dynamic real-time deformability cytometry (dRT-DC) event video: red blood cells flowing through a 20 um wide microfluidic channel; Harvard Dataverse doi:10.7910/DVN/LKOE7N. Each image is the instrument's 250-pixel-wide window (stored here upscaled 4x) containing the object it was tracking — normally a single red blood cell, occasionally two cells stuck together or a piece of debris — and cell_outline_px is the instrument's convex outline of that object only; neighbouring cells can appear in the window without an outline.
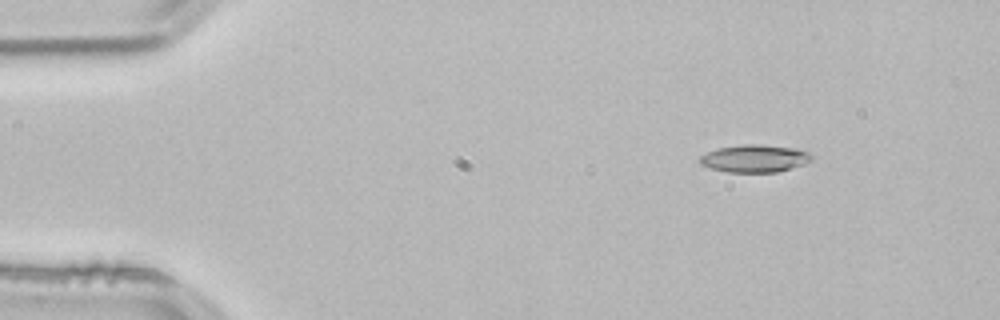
{"species": "common noctule bat (a hibernating species)", "species_latin": "Nyctalus noctula", "temperature_condition": "room temperature", "stored_images_in_passage": 47, "camera_frame_rate_fps": 3000, "um_per_image_px": 0.085, "animal": {"sex": "male", "body_mass_g": 21.5, "forearm_length_mm": 52.0}, "frame": {"image": 1, "passage_image": 1, "time_ms": 0.0, "image_size_px": [1000, 320], "cell_outline_px": [[816, 156], [812, 160], [776, 172], [728, 172], [712, 168], [700, 164], [696, 160], [700, 156], [716, 148], [744, 144], [756, 144], [796, 148], [808, 152]], "centroid_in_image_um": [64.11, 13.46], "position_along_channel_um": 20.9, "area_um2": 17.86}}
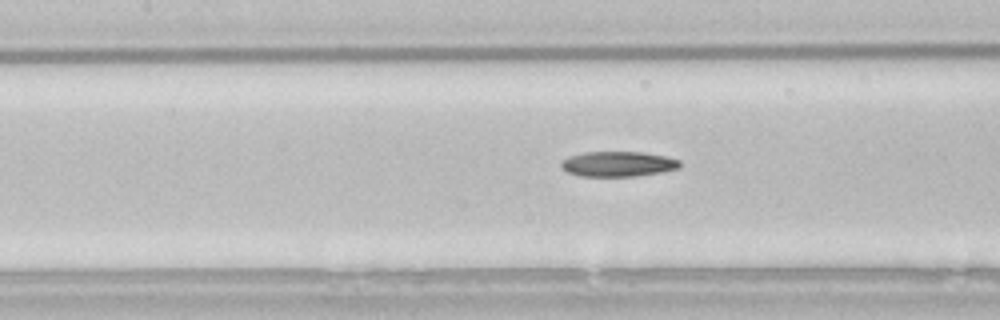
{"frame": {"image": 2, "passage_image": 18, "time_ms": 5.667, "image_size_px": [1000, 320], "cell_outline_px": [[680, 168], [660, 172], [636, 176], [580, 176], [568, 172], [560, 168], [560, 160], [568, 156], [584, 152], [644, 152], [668, 156], [680, 160]], "centroid_in_image_um": [52.51, 13.93], "position_along_channel_um": 154.9, "area_um2": 17.63}}
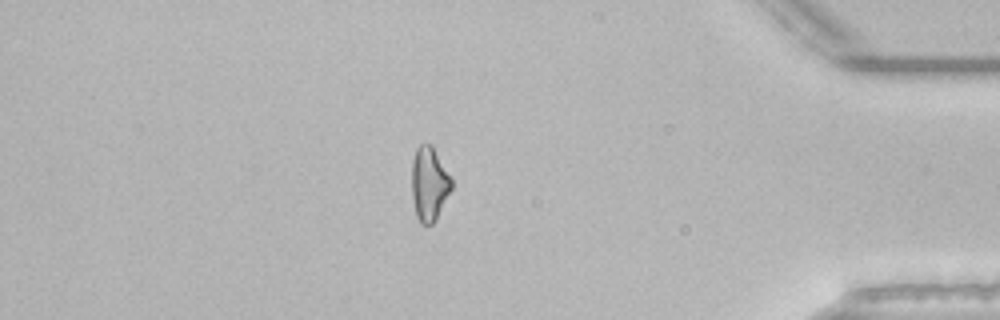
{"frame": {"image": 3, "passage_image": 40, "time_ms": 13.0, "image_size_px": [1000, 320], "cell_outline_px": [[452, 188], [436, 220], [432, 224], [420, 224], [416, 216], [412, 196], [412, 160], [416, 148], [420, 144], [432, 144], [452, 180]], "centroid_in_image_um": [36.47, 15.63], "position_along_channel_um": 398.7, "area_um2": 17.17}}